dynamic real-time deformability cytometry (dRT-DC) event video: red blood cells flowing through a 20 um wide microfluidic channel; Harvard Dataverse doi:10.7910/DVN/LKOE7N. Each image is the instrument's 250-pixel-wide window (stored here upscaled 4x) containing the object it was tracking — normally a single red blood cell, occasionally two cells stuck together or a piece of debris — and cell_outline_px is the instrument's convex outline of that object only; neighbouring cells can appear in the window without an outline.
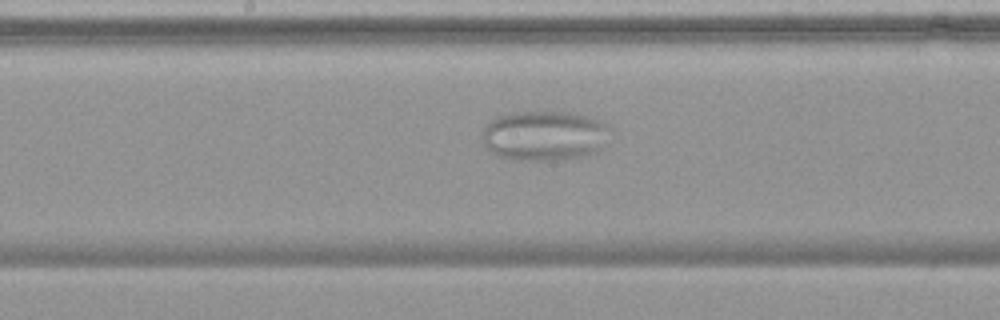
{"species": "common noctule bat (a hibernating species)", "species_latin": "Nyctalus noctula", "temperature_condition": "warm", "stored_images_in_passage": 30, "camera_frame_rate_fps": 3000, "um_per_image_px": 0.085, "animal": {"sex": "female", "body_mass_g": 19.9}, "frame": {"image": 1, "passage_image": 13, "time_ms": 4.0, "image_size_px": [1000, 320], "cell_outline_px": [[616, 132], [596, 152], [580, 156], [560, 160], [512, 160], [500, 156], [492, 152], [484, 144], [484, 128], [496, 116], [512, 112], [572, 112], [600, 120], [612, 128]], "centroid_in_image_um": [46.35, 11.52], "position_along_channel_um": 201.8, "area_um2": 37.51}}